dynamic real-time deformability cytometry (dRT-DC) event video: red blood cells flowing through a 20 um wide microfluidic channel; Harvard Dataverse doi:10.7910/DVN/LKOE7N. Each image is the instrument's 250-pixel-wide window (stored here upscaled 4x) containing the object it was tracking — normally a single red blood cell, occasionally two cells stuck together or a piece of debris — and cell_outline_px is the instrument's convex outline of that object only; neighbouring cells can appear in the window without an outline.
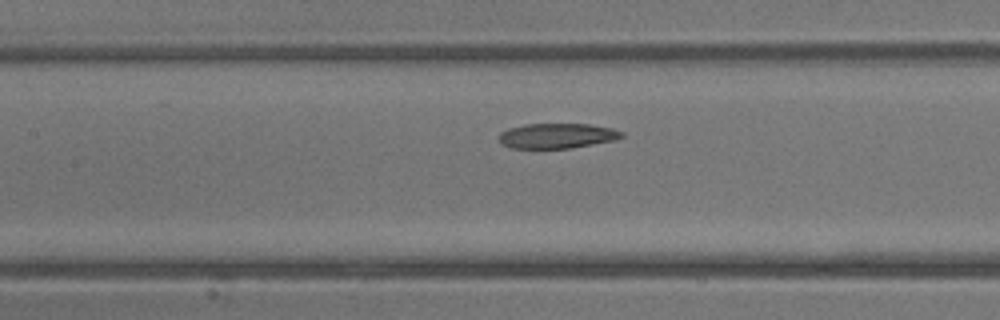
{"species": "common noctule bat (a hibernating species)", "species_latin": "Nyctalus noctula", "temperature_condition": "warm", "stored_images_in_passage": 7, "segment_of_instrument_passage": [1, 2], "camera_frame_rate_fps": 3000, "um_per_image_px": 0.085, "animal": {"sex": "male", "body_mass_g": 13.3}, "frame": {"image": 1, "passage_image": 6, "time_ms": 6.0, "image_size_px": [1000, 320], "cell_outline_px": [[624, 136], [616, 140], [572, 148], [512, 148], [500, 144], [500, 132], [508, 128], [524, 124], [588, 124], [612, 128], [624, 132]], "centroid_in_image_um": [47.36, 11.54], "position_along_channel_um": 160.0, "area_um2": 18.03}}